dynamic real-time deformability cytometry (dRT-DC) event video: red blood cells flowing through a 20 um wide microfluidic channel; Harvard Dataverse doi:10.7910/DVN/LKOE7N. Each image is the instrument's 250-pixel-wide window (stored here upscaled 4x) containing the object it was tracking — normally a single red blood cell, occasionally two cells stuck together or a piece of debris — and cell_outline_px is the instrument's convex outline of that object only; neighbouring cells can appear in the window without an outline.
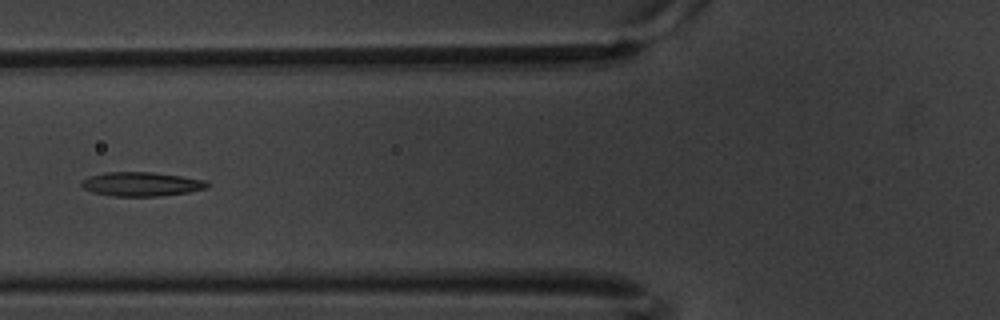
{"species": "common noctule bat (a hibernating species)", "species_latin": "Nyctalus noctula", "temperature_condition": "warm", "stored_images_in_passage": 9, "camera_frame_rate_fps": 3000, "um_per_image_px": 0.085, "animal": {"sex": "male", "body_mass_g": 20.1, "forearm_length_mm": 53.5}, "frame": {"image": 1, "passage_image": 8, "time_ms": 2.333, "image_size_px": [1000, 320], "cell_outline_px": [[212, 184], [208, 188], [188, 192], [160, 196], [112, 196], [92, 192], [84, 188], [80, 184], [88, 176], [108, 172], [152, 172], [180, 176], [204, 180]], "centroid_in_image_um": [12.04, 15.65], "position_along_channel_um": 113.8, "area_um2": 17.63}}
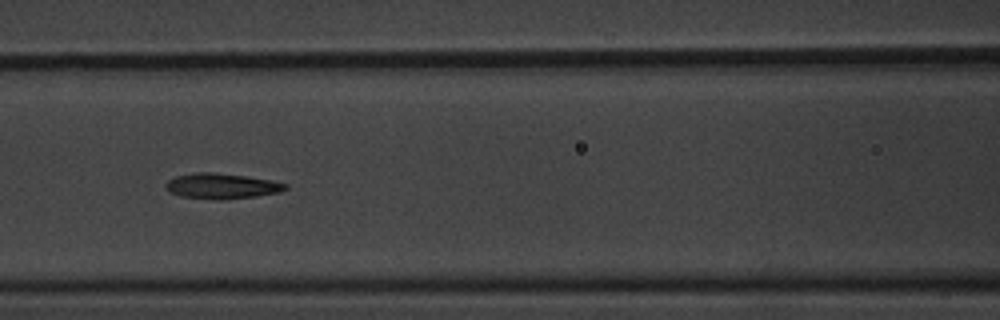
{"frame": {"image": 2, "passage_image": 9, "time_ms": 2.667, "image_size_px": [1000, 320], "cell_outline_px": [[288, 188], [280, 192], [256, 196], [224, 200], [216, 200], [180, 196], [168, 192], [164, 188], [164, 184], [168, 180], [176, 176], [196, 172], [212, 172], [248, 176], [288, 184]], "centroid_in_image_um": [18.8, 15.82], "position_along_channel_um": 147.8, "area_um2": 17.92}}